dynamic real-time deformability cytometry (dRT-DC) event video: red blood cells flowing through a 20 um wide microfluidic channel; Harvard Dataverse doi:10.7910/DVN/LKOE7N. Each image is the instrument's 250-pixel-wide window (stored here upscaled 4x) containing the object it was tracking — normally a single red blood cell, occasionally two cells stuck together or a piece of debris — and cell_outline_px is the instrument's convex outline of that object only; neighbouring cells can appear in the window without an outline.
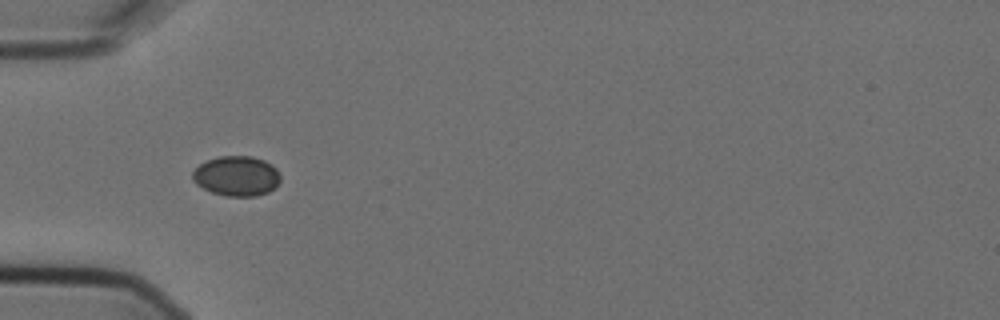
{"species": "Egyptian fruit bat (a non-hibernating species)", "species_latin": "Rousettus aegyptiacus", "temperature_condition": "cold", "stored_images_in_passage": 6, "camera_frame_rate_fps": 3000, "um_per_image_px": 0.085, "animal": {"sex": "female"}, "frame": {"image": 1, "passage_image": 5, "time_ms": 1.333, "image_size_px": [1000, 320], "cell_outline_px": [[280, 180], [276, 188], [268, 192], [256, 196], [224, 196], [212, 192], [196, 184], [192, 180], [192, 172], [200, 164], [208, 160], [220, 156], [252, 156], [264, 160], [272, 164], [276, 168], [280, 176]], "centroid_in_image_um": [20.13, 14.96], "position_along_channel_um": 64.9, "area_um2": 20.58}}
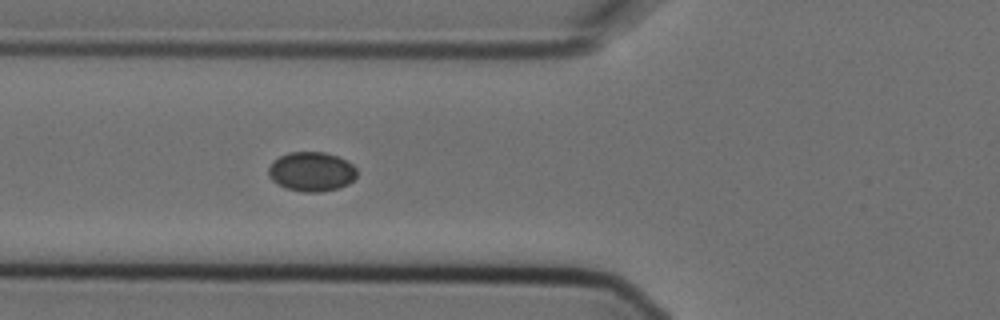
{"frame": {"image": 2, "passage_image": 6, "time_ms": 1.667, "image_size_px": [1000, 320], "cell_outline_px": [[356, 176], [348, 184], [340, 188], [320, 192], [300, 192], [284, 188], [276, 184], [268, 176], [268, 168], [272, 160], [288, 152], [324, 152], [336, 156], [352, 164], [356, 168]], "centroid_in_image_um": [26.43, 14.6], "position_along_channel_um": 99.4, "area_um2": 20.52}}